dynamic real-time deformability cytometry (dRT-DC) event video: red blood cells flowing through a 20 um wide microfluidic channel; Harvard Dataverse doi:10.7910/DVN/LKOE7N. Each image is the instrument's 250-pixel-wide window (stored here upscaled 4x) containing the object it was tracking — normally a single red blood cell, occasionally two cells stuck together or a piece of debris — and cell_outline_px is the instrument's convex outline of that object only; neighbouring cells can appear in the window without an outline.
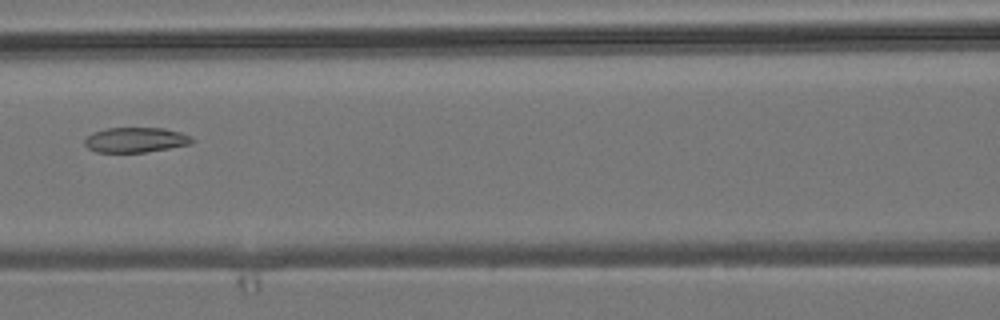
{"species": "common noctule bat (a hibernating species)", "species_latin": "Nyctalus noctula", "temperature_condition": "room temperature", "stored_images_in_passage": 8, "camera_frame_rate_fps": 3000, "um_per_image_px": 0.085, "animal": {"sex": "male", "body_mass_g": 19.2, "forearm_length_mm": 51.8}, "frame": {"image": 1, "passage_image": 6, "time_ms": 6.0, "image_size_px": [1000, 320], "cell_outline_px": [[196, 140], [192, 144], [144, 152], [96, 152], [88, 148], [84, 144], [84, 140], [92, 132], [108, 128], [164, 128], [180, 132]], "centroid_in_image_um": [11.52, 11.89], "position_along_channel_um": 155.1, "area_um2": 15.61}}
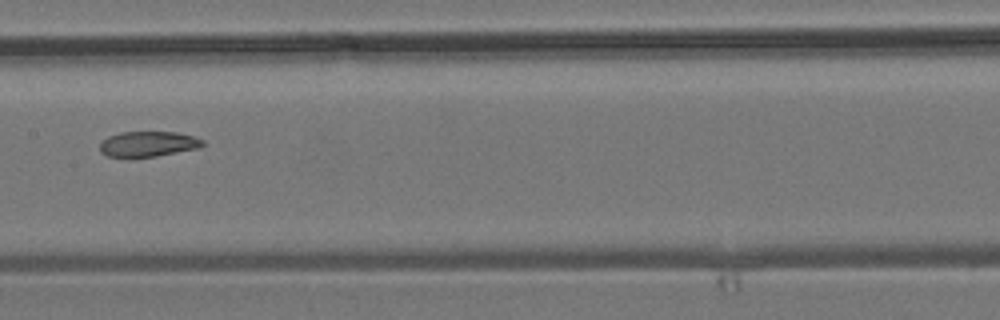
{"frame": {"image": 2, "passage_image": 7, "time_ms": 7.0, "image_size_px": [1000, 320], "cell_outline_px": [[204, 144], [200, 148], [156, 156], [128, 160], [108, 156], [100, 152], [100, 144], [108, 136], [120, 132], [176, 132], [192, 136], [204, 140]], "centroid_in_image_um": [12.55, 12.28], "position_along_channel_um": 194.9, "area_um2": 15.66}}
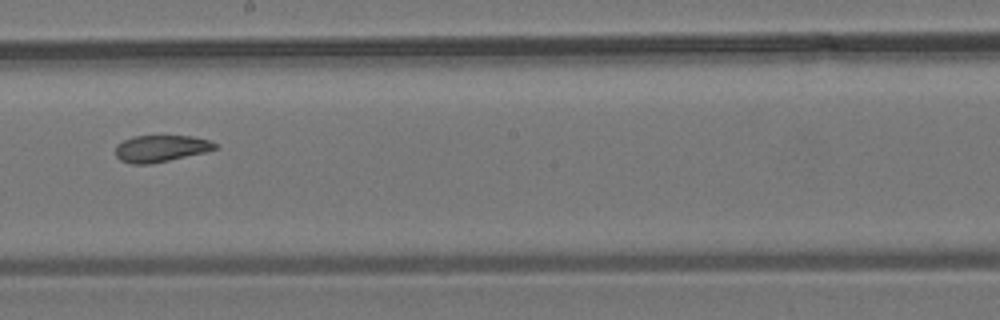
{"frame": {"image": 3, "passage_image": 8, "time_ms": 8.0, "image_size_px": [1000, 320], "cell_outline_px": [[220, 148], [204, 152], [168, 160], [148, 164], [132, 164], [120, 160], [116, 156], [116, 144], [132, 136], [192, 136], [208, 140], [216, 144]], "centroid_in_image_um": [13.65, 12.61], "position_along_channel_um": 234.5, "area_um2": 15.37}}